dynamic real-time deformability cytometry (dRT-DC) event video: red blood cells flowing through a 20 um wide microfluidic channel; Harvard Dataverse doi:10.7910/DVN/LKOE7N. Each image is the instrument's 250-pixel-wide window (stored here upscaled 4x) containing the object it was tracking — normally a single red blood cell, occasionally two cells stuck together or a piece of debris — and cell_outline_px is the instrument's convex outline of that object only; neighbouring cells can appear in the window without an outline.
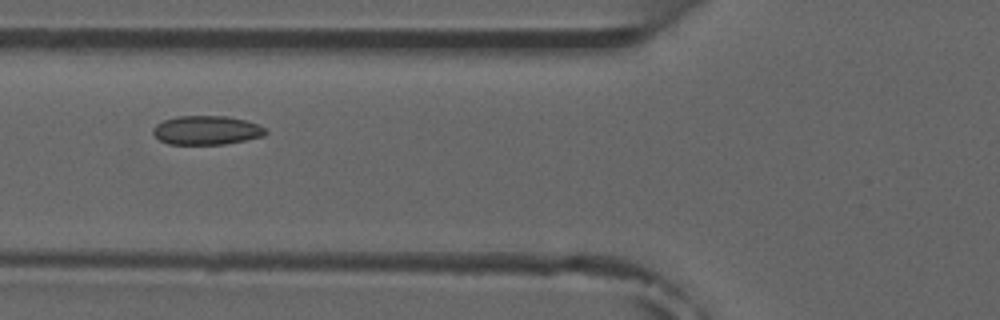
{"species": "common noctule bat (a hibernating species)", "species_latin": "Nyctalus noctula", "temperature_condition": "room temperature", "stored_images_in_passage": 3, "camera_frame_rate_fps": 3000, "um_per_image_px": 0.085, "animal": {"sex": "male", "forearm_length_mm": 52.5}, "frame": {"image": 1, "passage_image": 2, "time_ms": 1.333, "image_size_px": [1000, 320], "cell_outline_px": [[268, 132], [264, 136], [224, 144], [168, 144], [160, 140], [152, 132], [152, 128], [156, 124], [164, 120], [176, 116], [228, 116], [260, 124]], "centroid_in_image_um": [17.56, 11.06], "position_along_channel_um": 108.2, "area_um2": 19.02}}
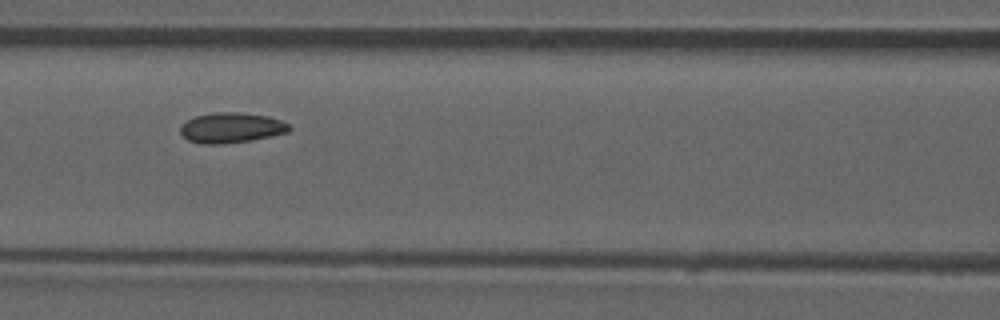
{"frame": {"image": 2, "passage_image": 3, "time_ms": 2.333, "image_size_px": [1000, 320], "cell_outline_px": [[292, 128], [288, 132], [272, 136], [252, 140], [220, 144], [200, 144], [188, 140], [180, 132], [180, 128], [188, 120], [196, 116], [212, 112], [240, 112], [268, 116], [280, 120], [288, 124]], "centroid_in_image_um": [19.68, 10.86], "position_along_channel_um": 146.9, "area_um2": 19.19}}